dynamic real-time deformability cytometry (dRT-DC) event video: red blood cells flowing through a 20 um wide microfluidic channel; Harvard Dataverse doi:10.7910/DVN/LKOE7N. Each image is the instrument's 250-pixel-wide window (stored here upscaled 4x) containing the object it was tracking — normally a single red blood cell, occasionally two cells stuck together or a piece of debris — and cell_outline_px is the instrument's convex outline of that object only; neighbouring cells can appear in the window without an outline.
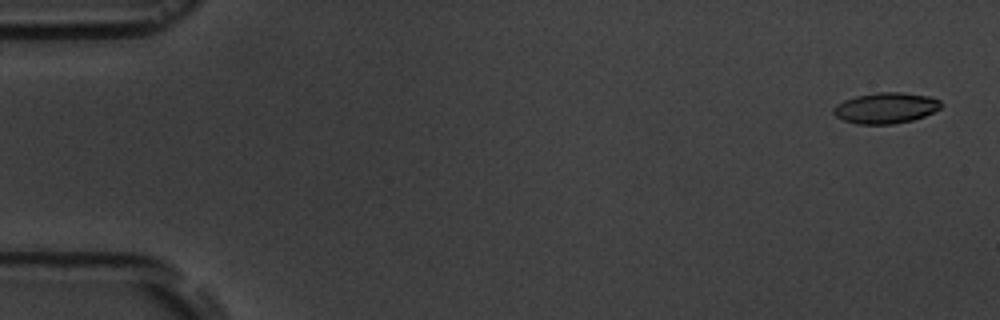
{"species": "common noctule bat (a hibernating species)", "species_latin": "Nyctalus noctula", "temperature_condition": "room temperature", "stored_images_in_passage": 6, "camera_frame_rate_fps": 3000, "um_per_image_px": 0.085, "animal": {"sex": "male", "body_mass_g": 19.5, "forearm_length_mm": 54.6}, "frame": {"image": 1, "passage_image": 1, "time_ms": 0.0, "image_size_px": [1000, 320], "cell_outline_px": [[944, 104], [940, 108], [924, 116], [912, 120], [892, 124], [856, 124], [844, 120], [836, 116], [832, 112], [832, 108], [836, 104], [844, 100], [856, 96], [876, 92], [900, 92], [932, 96], [940, 100]], "centroid_in_image_um": [75.29, 9.17], "position_along_channel_um": 9.7, "area_um2": 19.48}}
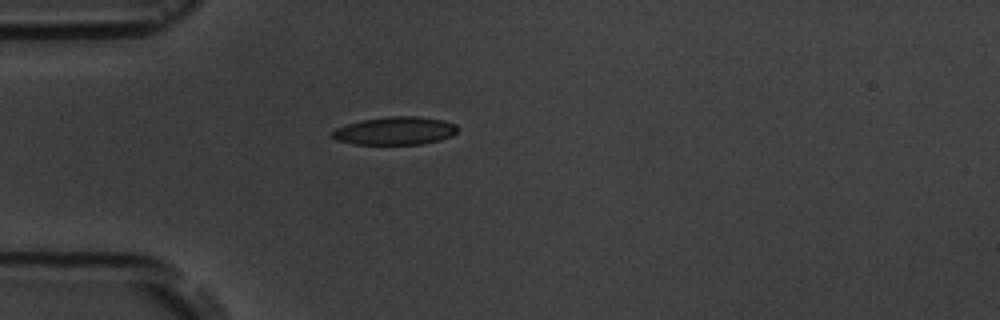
{"frame": {"image": 2, "passage_image": 5, "time_ms": 4.667, "image_size_px": [1000, 320], "cell_outline_px": [[460, 128], [452, 136], [440, 140], [420, 144], [352, 144], [336, 140], [332, 136], [332, 132], [336, 128], [348, 124], [364, 120], [384, 116], [416, 116], [440, 120], [456, 124]], "centroid_in_image_um": [33.6, 11.12], "position_along_channel_um": 51.4, "area_um2": 20.4}}